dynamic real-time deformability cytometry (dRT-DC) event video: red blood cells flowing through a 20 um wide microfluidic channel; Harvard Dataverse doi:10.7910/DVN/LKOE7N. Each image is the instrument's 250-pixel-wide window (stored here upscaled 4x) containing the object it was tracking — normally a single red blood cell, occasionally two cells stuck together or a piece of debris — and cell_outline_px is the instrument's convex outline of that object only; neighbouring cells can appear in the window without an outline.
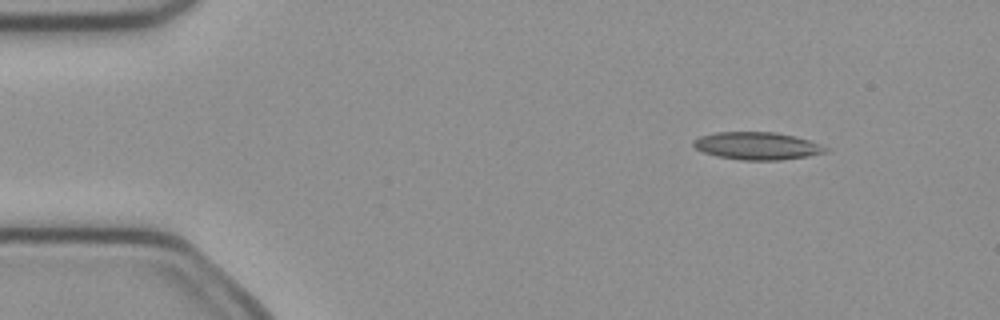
{"species": "common noctule bat (a hibernating species)", "species_latin": "Nyctalus noctula", "temperature_condition": "cold", "stored_images_in_passage": 5, "camera_frame_rate_fps": 3000, "um_per_image_px": 0.085, "animal": {"sex": "female", "body_mass_g": 21.9}, "frame": {"image": 1, "passage_image": 1, "time_ms": 0.0, "image_size_px": [1000, 320], "cell_outline_px": [[832, 148], [828, 152], [808, 156], [780, 160], [744, 160], [716, 156], [704, 152], [696, 148], [692, 144], [692, 140], [700, 136], [716, 132], [776, 132], [796, 136]], "centroid_in_image_um": [64.39, 12.4], "position_along_channel_um": 20.6, "area_um2": 21.39}}
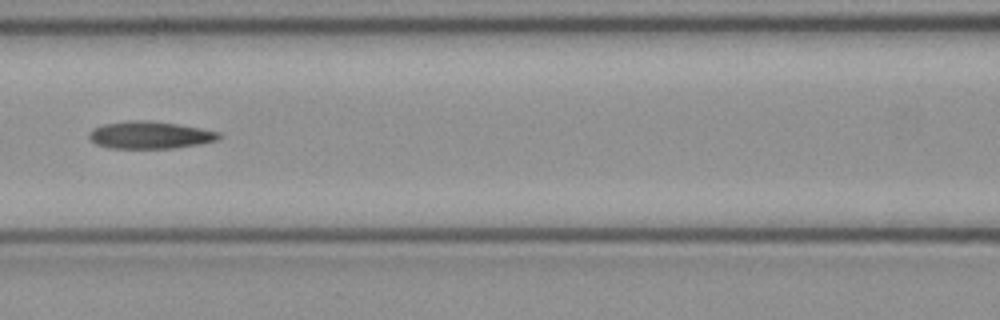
{"frame": {"image": 2, "passage_image": 5, "time_ms": 1.333, "image_size_px": [1000, 320], "cell_outline_px": [[224, 136], [216, 140], [200, 144], [176, 148], [108, 148], [96, 144], [88, 136], [88, 132], [92, 128], [104, 124], [128, 120], [148, 120], [176, 124], [200, 128], [220, 132]], "centroid_in_image_um": [12.74, 11.48], "position_along_channel_um": 153.9, "area_um2": 20.81}}